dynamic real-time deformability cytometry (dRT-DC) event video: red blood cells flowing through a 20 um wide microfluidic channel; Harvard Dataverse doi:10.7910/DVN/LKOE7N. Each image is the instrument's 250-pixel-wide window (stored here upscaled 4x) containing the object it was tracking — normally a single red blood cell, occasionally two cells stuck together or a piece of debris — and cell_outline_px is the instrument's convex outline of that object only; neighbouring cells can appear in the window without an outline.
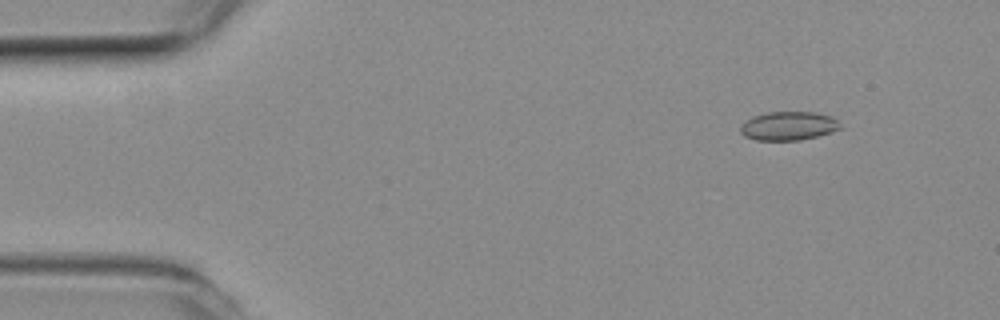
{"species": "common noctule bat (a hibernating species)", "species_latin": "Nyctalus noctula", "temperature_condition": "room temperature", "stored_images_in_passage": 20, "camera_frame_rate_fps": 3000, "um_per_image_px": 0.085, "animal": {"sex": "female", "body_mass_g": 19.3, "forearm_length_mm": 54.1}, "frame": {"image": 1, "passage_image": 6, "time_ms": 1.667, "image_size_px": [1000, 320], "cell_outline_px": [[840, 128], [832, 132], [800, 140], [756, 140], [744, 136], [740, 132], [740, 124], [752, 116], [768, 112], [816, 112], [832, 116], [840, 124]], "centroid_in_image_um": [66.99, 10.7], "position_along_channel_um": 18.0, "area_um2": 16.76}}
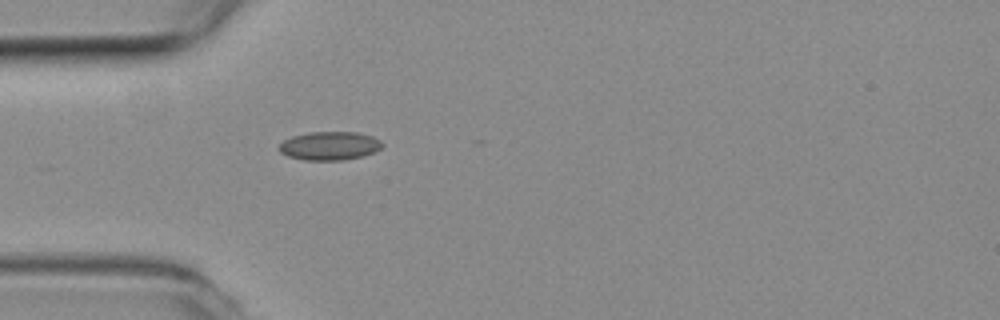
{"frame": {"image": 2, "passage_image": 16, "time_ms": 5.0, "image_size_px": [1000, 320], "cell_outline_px": [[384, 144], [380, 148], [364, 156], [344, 160], [304, 160], [288, 156], [280, 152], [276, 148], [284, 140], [292, 136], [308, 132], [356, 132], [372, 136], [380, 140]], "centroid_in_image_um": [27.99, 12.39], "position_along_channel_um": 57.0, "area_um2": 17.22}}
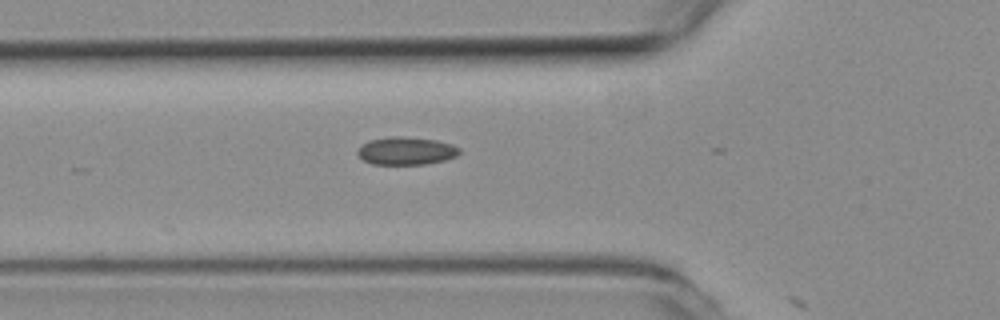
{"frame": {"image": 3, "passage_image": 19, "time_ms": 6.0, "image_size_px": [1000, 320], "cell_outline_px": [[460, 152], [456, 156], [444, 160], [428, 164], [372, 164], [364, 160], [356, 152], [364, 144], [372, 140], [392, 136], [400, 136], [436, 140], [452, 144], [460, 148]], "centroid_in_image_um": [34.56, 12.83], "position_along_channel_um": 91.2, "area_um2": 16.3}}